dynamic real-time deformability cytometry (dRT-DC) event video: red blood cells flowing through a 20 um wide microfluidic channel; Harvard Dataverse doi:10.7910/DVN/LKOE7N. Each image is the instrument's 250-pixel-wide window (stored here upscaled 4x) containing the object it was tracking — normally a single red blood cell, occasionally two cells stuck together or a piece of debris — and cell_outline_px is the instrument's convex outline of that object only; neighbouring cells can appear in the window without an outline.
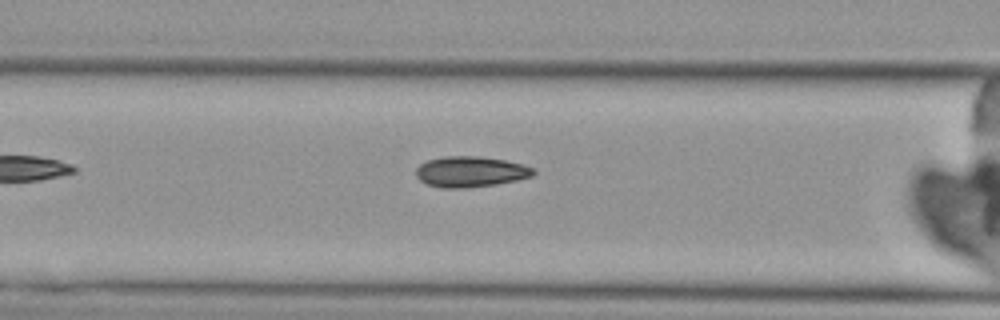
{"species": "Egyptian fruit bat (a non-hibernating species)", "species_latin": "Rousettus aegyptiacus", "temperature_condition": "cold", "stored_images_in_passage": 6, "camera_frame_rate_fps": 3000, "um_per_image_px": 0.085, "animal": {"sex": "female"}, "frame": {"image": 1, "passage_image": 6, "time_ms": 7.0, "image_size_px": [1000, 320], "cell_outline_px": [[536, 172], [532, 176], [516, 180], [496, 184], [468, 188], [440, 188], [428, 184], [420, 180], [416, 176], [416, 168], [420, 164], [428, 160], [448, 156], [480, 156], [504, 160], [524, 164], [536, 168]], "centroid_in_image_um": [40.02, 14.6], "position_along_channel_um": 126.6, "area_um2": 21.1}}